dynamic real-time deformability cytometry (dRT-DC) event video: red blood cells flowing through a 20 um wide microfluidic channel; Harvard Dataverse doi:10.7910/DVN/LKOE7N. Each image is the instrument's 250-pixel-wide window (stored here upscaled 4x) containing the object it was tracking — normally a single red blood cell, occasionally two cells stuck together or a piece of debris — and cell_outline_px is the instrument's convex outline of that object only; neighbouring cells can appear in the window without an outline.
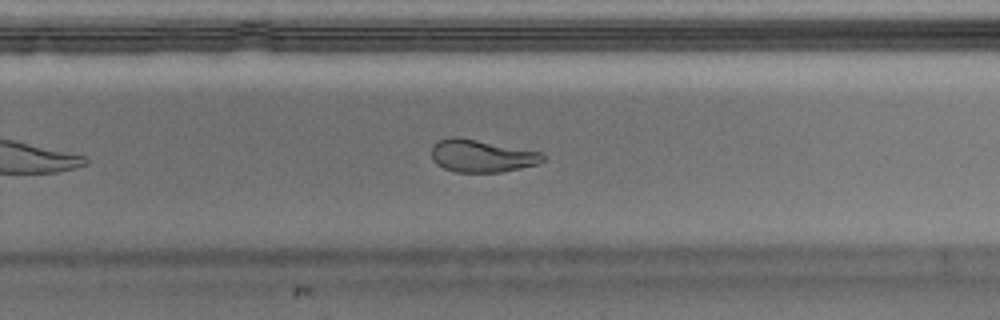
{"species": "Egyptian fruit bat (a non-hibernating species)", "species_latin": "Rousettus aegyptiacus", "temperature_condition": "warm", "stored_images_in_passage": 36, "camera_frame_rate_fps": 3000, "um_per_image_px": 0.085, "animal": {"sex": "male"}, "frame": {"image": 1, "passage_image": 21, "time_ms": 6.667, "image_size_px": [1000, 320], "cell_outline_px": [[548, 156], [540, 164], [500, 172], [456, 172], [444, 168], [436, 164], [432, 160], [432, 144], [436, 140], [448, 136], [460, 136], [544, 152]], "centroid_in_image_um": [40.96, 13.22], "position_along_channel_um": 288.8, "area_um2": 21.79}}
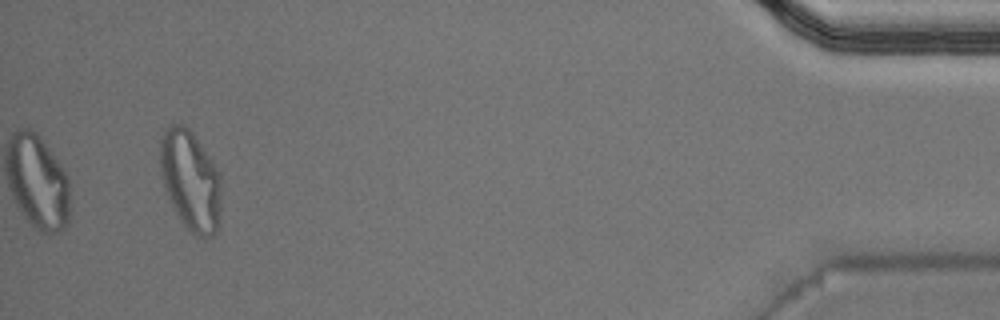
{"frame": {"image": 2, "passage_image": 36, "time_ms": 11.667, "image_size_px": [1000, 320], "cell_outline_px": [[220, 208], [216, 232], [212, 236], [204, 240], [196, 236], [180, 220], [164, 188], [160, 168], [160, 140], [164, 128], [168, 124], [184, 124], [192, 132], [212, 160], [220, 172]], "centroid_in_image_um": [16.18, 15.32], "position_along_channel_um": 419.0, "area_um2": 35.78}, "authors_computed_cell_mechanics": {"area_um2": 21.6172, "velocity_mm_per_s": 4.0444, "shape_relaxation_time_tau1_ms": 4.5297, "shape_relaxation_time_tau2_ms": 2.3, "deformation_change_tau1": 0.2204, "deformation_change_tau2": 0.0763}}